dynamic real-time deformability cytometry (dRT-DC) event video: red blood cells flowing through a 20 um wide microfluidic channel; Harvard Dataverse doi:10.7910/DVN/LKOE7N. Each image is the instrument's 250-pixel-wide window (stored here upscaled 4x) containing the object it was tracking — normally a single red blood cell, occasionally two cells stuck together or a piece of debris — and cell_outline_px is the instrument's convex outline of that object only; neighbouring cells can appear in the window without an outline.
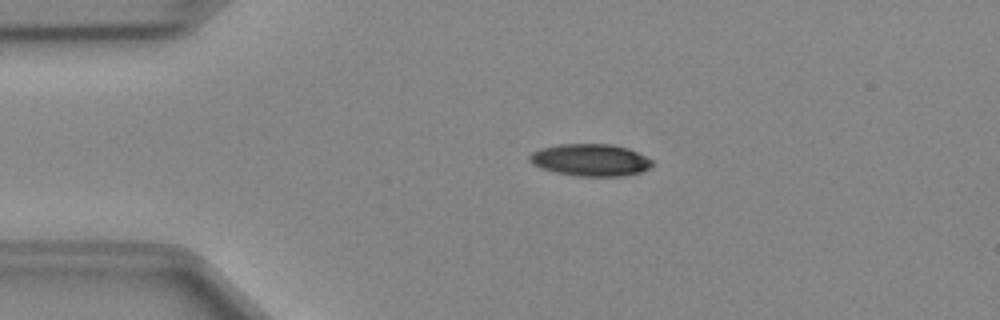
{"species": "Egyptian fruit bat (a non-hibernating species)", "species_latin": "Rousettus aegyptiacus", "temperature_condition": "cold", "stored_images_in_passage": 47, "camera_frame_rate_fps": 3000, "um_per_image_px": 0.085, "animal": {"sex": "female"}, "frame": {"image": 1, "passage_image": 8, "time_ms": 2.333, "image_size_px": [1000, 320], "cell_outline_px": [[652, 164], [648, 168], [640, 172], [624, 176], [576, 176], [556, 172], [532, 164], [528, 160], [528, 156], [532, 152], [540, 148], [560, 144], [612, 144], [628, 148], [652, 160]], "centroid_in_image_um": [50.16, 13.59], "position_along_channel_um": 34.8, "area_um2": 22.83}}
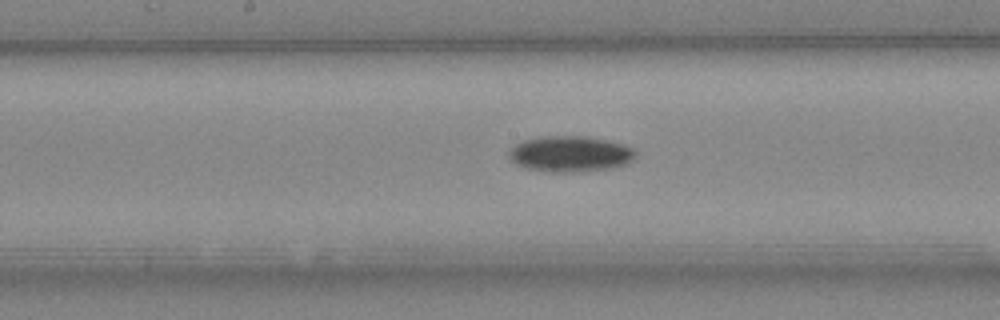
{"frame": {"image": 2, "passage_image": 23, "time_ms": 7.333, "image_size_px": [1000, 320], "cell_outline_px": [[636, 156], [628, 164], [612, 168], [584, 172], [552, 172], [528, 168], [516, 164], [508, 156], [508, 152], [516, 144], [524, 140], [544, 136], [588, 136], [624, 144], [632, 148], [636, 152]], "centroid_in_image_um": [48.51, 13.09], "position_along_channel_um": 199.7, "area_um2": 26.59}}
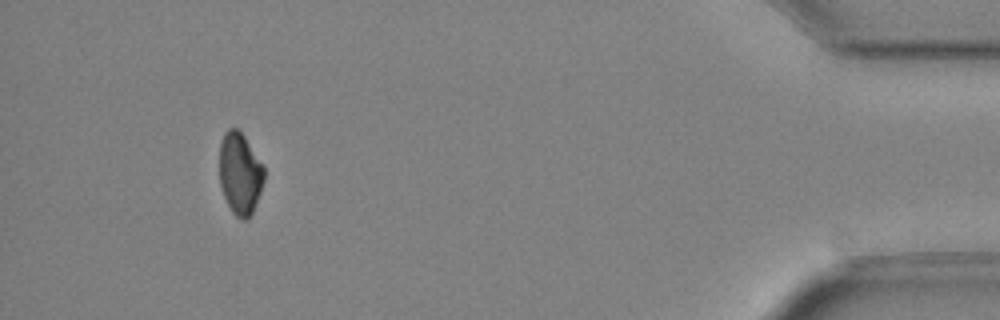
{"frame": {"image": 3, "passage_image": 44, "time_ms": 14.333, "image_size_px": [1000, 320], "cell_outline_px": [[264, 180], [260, 192], [252, 212], [248, 220], [244, 220], [236, 216], [232, 212], [224, 196], [220, 184], [220, 144], [224, 132], [228, 128], [236, 128], [244, 136], [264, 164]], "centroid_in_image_um": [20.41, 14.73], "position_along_channel_um": 414.8, "area_um2": 21.27}, "authors_computed_cell_mechanics": {"area_um2": 23.12, "velocity_mm_per_s": 4.0305, "shape_relaxation_time_tau1_ms": 4.6229, "shape_relaxation_time_tau2_ms": null, "deformation_change_tau1": 0.1151, "deformation_change_tau2": null}}